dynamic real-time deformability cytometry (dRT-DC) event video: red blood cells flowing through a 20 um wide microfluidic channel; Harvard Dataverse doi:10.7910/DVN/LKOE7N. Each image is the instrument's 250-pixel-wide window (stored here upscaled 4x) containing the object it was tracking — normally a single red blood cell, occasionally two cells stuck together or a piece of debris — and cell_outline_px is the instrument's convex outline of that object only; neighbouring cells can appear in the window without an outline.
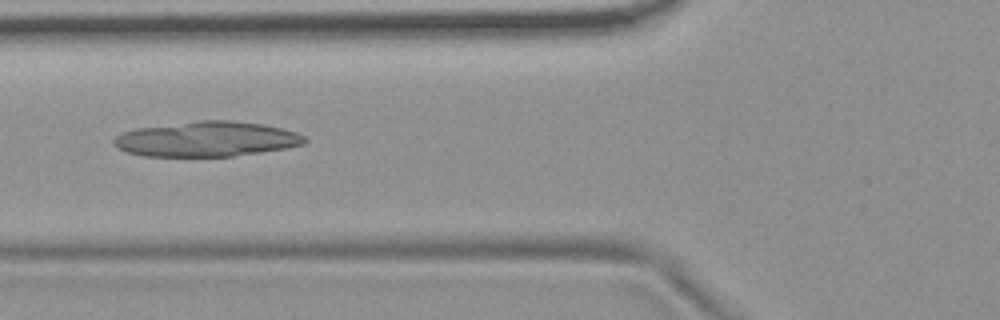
{"species": "common noctule bat (a hibernating species)", "species_latin": "Nyctalus noctula", "temperature_condition": "room temperature", "stored_images_in_passage": 53, "camera_frame_rate_fps": 3000, "um_per_image_px": 0.085, "animal": {"sex": "female", "body_mass_g": 19.9}, "frame": {"image": 1, "passage_image": 20, "time_ms": 6.333, "image_size_px": [1000, 320], "cell_outline_px": [[308, 140], [304, 144], [288, 148], [232, 156], [144, 156], [128, 152], [116, 148], [112, 144], [112, 140], [120, 132], [136, 128], [196, 120], [232, 120], [264, 124], [296, 132], [304, 136]], "centroid_in_image_um": [17.54, 11.81], "position_along_channel_um": 108.3, "area_um2": 39.3}}
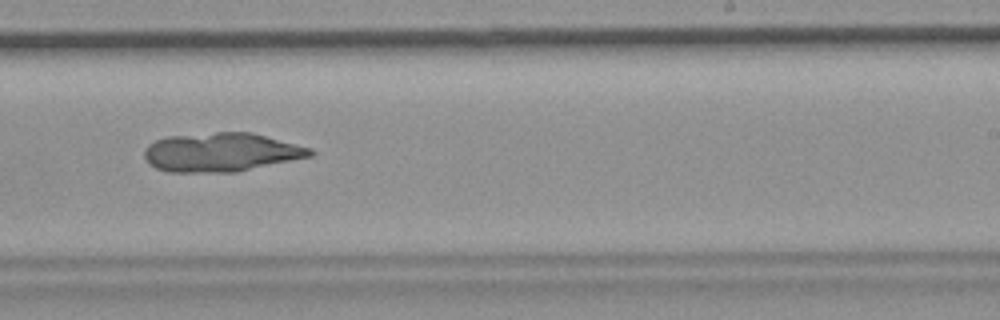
{"frame": {"image": 2, "passage_image": 33, "time_ms": 10.667, "image_size_px": [1000, 320], "cell_outline_px": [[312, 156], [236, 172], [168, 172], [156, 168], [148, 164], [144, 156], [144, 148], [148, 144], [156, 140], [168, 136], [216, 132], [252, 132], [312, 148]], "centroid_in_image_um": [18.77, 12.94], "position_along_channel_um": 270.2, "area_um2": 37.63}}
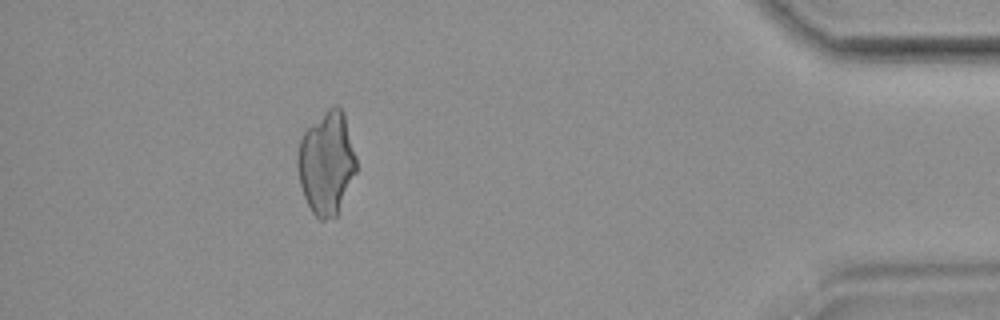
{"frame": {"image": 3, "passage_image": 48, "time_ms": 15.667, "image_size_px": [1000, 320], "cell_outline_px": [[356, 172], [336, 216], [324, 220], [320, 220], [312, 212], [304, 196], [300, 184], [296, 168], [296, 156], [300, 140], [304, 132], [328, 108], [336, 104], [344, 112], [356, 156]], "centroid_in_image_um": [27.74, 13.85], "position_along_channel_um": 407.5, "area_um2": 35.14}}